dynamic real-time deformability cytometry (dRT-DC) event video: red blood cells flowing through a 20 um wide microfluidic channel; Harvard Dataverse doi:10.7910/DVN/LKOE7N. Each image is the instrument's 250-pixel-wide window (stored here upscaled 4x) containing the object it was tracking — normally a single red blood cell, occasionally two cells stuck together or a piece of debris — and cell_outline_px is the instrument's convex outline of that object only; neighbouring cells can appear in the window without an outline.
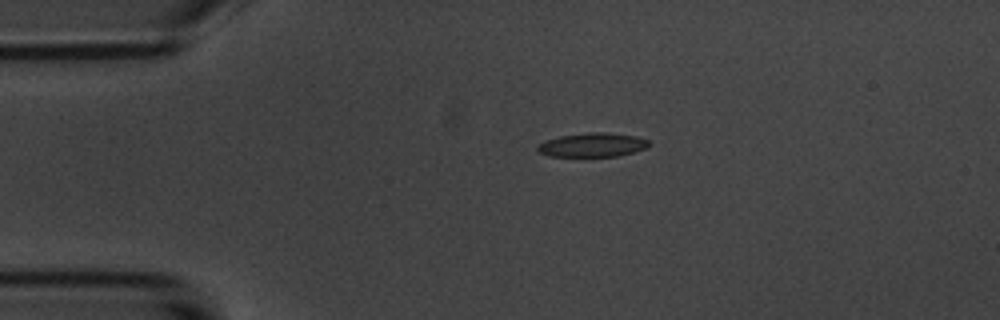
{"species": "common noctule bat (a hibernating species)", "species_latin": "Nyctalus noctula", "temperature_condition": "room temperature", "stored_images_in_passage": 5, "camera_frame_rate_fps": 3000, "um_per_image_px": 0.085, "animal": {"sex": "male", "body_mass_g": 20.1, "forearm_length_mm": 53.5}, "frame": {"image": 1, "passage_image": 4, "time_ms": 3.333, "image_size_px": [1000, 320], "cell_outline_px": [[652, 144], [648, 148], [616, 156], [548, 156], [536, 152], [536, 148], [540, 144], [548, 140], [560, 136], [588, 132], [604, 132], [636, 136], [648, 140]], "centroid_in_image_um": [50.38, 12.32], "position_along_channel_um": 34.6, "area_um2": 15.55}}